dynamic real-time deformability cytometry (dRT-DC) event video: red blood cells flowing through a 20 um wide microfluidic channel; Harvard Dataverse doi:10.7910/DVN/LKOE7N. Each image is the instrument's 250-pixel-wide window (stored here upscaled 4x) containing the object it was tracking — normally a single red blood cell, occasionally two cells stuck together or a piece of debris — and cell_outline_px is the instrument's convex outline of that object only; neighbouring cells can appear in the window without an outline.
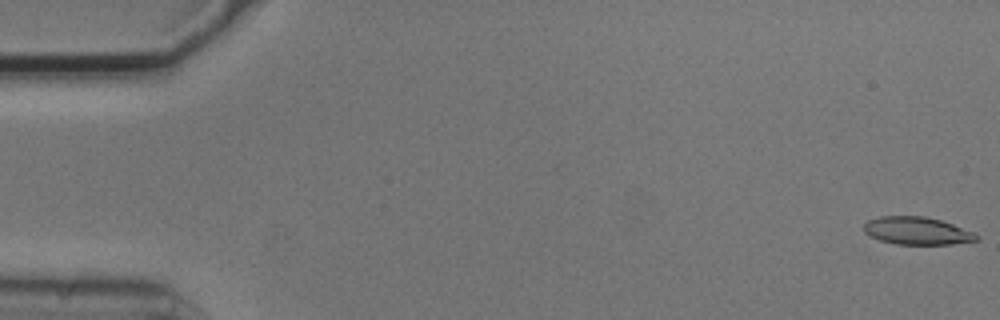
{"species": "common noctule bat (a hibernating species)", "species_latin": "Nyctalus noctula", "temperature_condition": "cold", "stored_images_in_passage": 55, "camera_frame_rate_fps": 3000, "um_per_image_px": 0.085, "animal": {"sex": "male", "body_mass_g": 20.5, "forearm_length_mm": 52.5}, "frame": {"image": 1, "passage_image": 1, "time_ms": 0.0, "image_size_px": [1000, 320], "cell_outline_px": [[980, 240], [952, 244], [896, 244], [880, 240], [868, 236], [864, 232], [864, 224], [868, 220], [880, 216], [924, 216], [940, 220], [976, 232], [980, 236]], "centroid_in_image_um": [77.97, 19.62], "position_along_channel_um": 7.0, "area_um2": 18.32}}
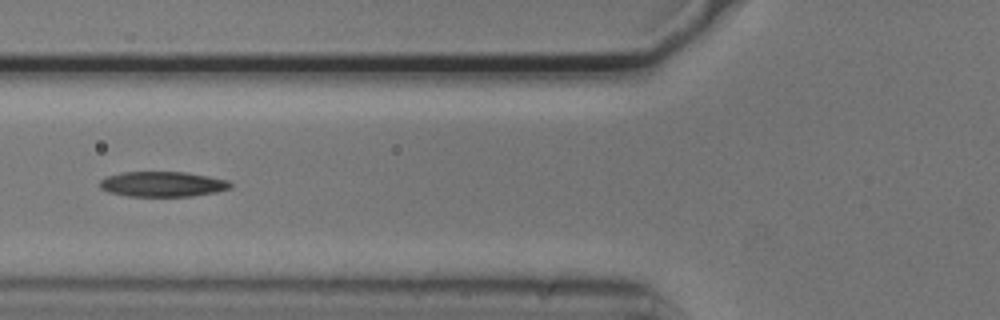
{"frame": {"image": 2, "passage_image": 21, "time_ms": 6.667, "image_size_px": [1000, 320], "cell_outline_px": [[232, 188], [216, 192], [192, 196], [128, 196], [108, 192], [100, 188], [100, 180], [108, 176], [124, 172], [184, 172], [208, 176], [228, 180], [232, 184]], "centroid_in_image_um": [13.84, 15.65], "position_along_channel_um": 112.0, "area_um2": 19.13}}
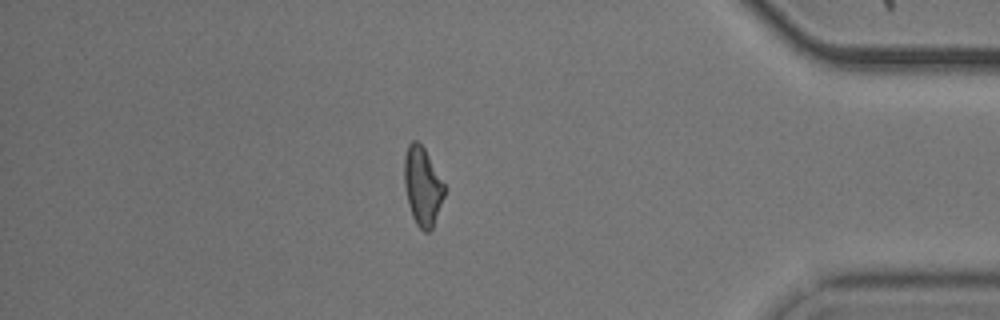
{"frame": {"image": 3, "passage_image": 47, "time_ms": 15.333, "image_size_px": [1000, 320], "cell_outline_px": [[444, 196], [432, 228], [428, 232], [424, 232], [416, 224], [412, 216], [408, 204], [404, 184], [404, 156], [408, 144], [412, 140], [416, 140], [424, 148], [444, 184]], "centroid_in_image_um": [35.88, 15.83], "position_along_channel_um": 399.3, "area_um2": 18.15}, "authors_computed_cell_mechanics": {"area_um2": 18.9584, "velocity_mm_per_s": 3.719, "shape_relaxation_time_tau1_ms": 3.7772, "shape_relaxation_time_tau2_ms": null, "deformation_change_tau1": 0.1432, "deformation_change_tau2": null}}